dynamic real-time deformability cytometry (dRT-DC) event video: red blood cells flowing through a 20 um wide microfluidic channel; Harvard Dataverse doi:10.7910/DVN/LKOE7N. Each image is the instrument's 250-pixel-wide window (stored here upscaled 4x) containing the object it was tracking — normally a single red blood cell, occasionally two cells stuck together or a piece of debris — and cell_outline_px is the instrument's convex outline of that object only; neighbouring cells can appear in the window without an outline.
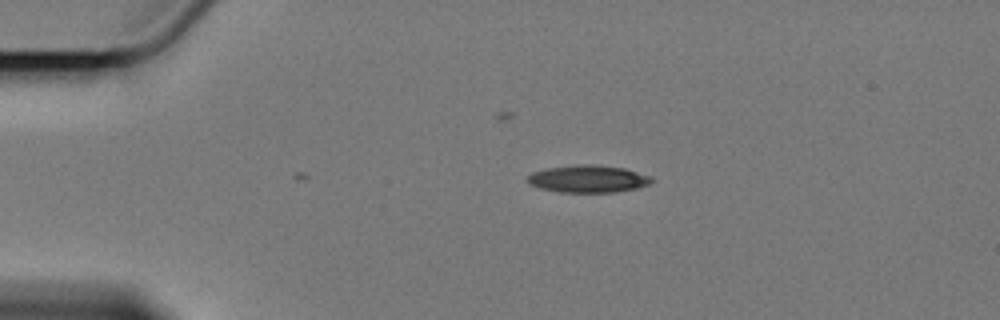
{"species": "Egyptian fruit bat (a non-hibernating species)", "species_latin": "Rousettus aegyptiacus", "temperature_condition": "cold", "stored_images_in_passage": 35, "camera_frame_rate_fps": 3000, "um_per_image_px": 0.085, "animal": {"sex": "female"}, "frame": {"image": 1, "passage_image": 1, "time_ms": 0.0, "image_size_px": [1000, 320], "cell_outline_px": [[652, 180], [648, 184], [636, 188], [616, 192], [560, 192], [540, 188], [528, 184], [524, 180], [532, 172], [544, 168], [584, 164], [596, 164], [624, 168], [652, 176]], "centroid_in_image_um": [49.94, 15.2], "position_along_channel_um": 35.1, "area_um2": 19.88}}
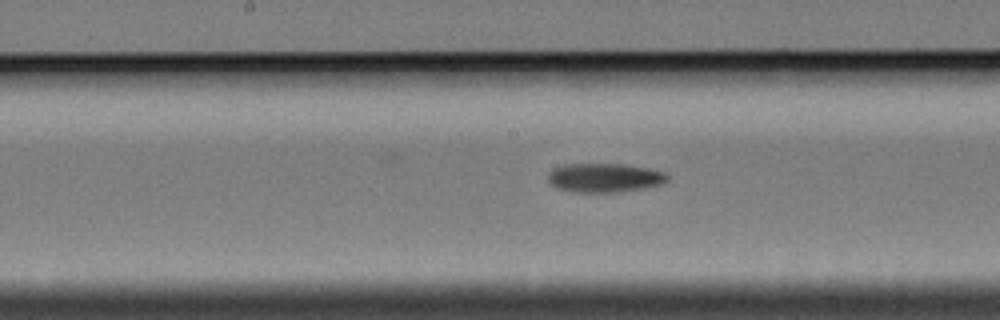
{"frame": {"image": 2, "passage_image": 19, "time_ms": 6.0, "image_size_px": [1000, 320], "cell_outline_px": [[668, 180], [660, 184], [640, 188], [616, 192], [576, 192], [556, 188], [548, 180], [548, 172], [564, 164], [624, 164], [648, 168], [664, 172], [668, 176]], "centroid_in_image_um": [51.36, 15.1], "position_along_channel_um": 196.8, "area_um2": 19.94}}
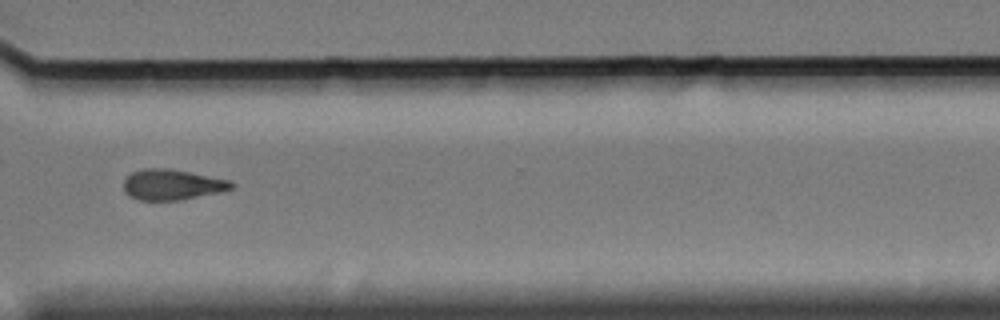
{"frame": {"image": 3, "passage_image": 33, "time_ms": 10.667, "image_size_px": [1000, 320], "cell_outline_px": [[236, 184], [232, 188], [220, 192], [180, 200], [140, 200], [128, 196], [124, 192], [124, 180], [132, 172], [144, 168], [164, 168], [188, 172], [232, 180]], "centroid_in_image_um": [14.63, 15.7], "position_along_channel_um": 356.0, "area_um2": 19.19}, "authors_computed_cell_mechanics": {"area_um2": 19.7676, "velocity_mm_per_s": 3.414, "shape_relaxation_time_tau1_ms": 4.7745, "shape_relaxation_time_tau2_ms": 8.0699, "deformation_change_tau1": 0.1407, "deformation_change_tau2": 0.1912}}